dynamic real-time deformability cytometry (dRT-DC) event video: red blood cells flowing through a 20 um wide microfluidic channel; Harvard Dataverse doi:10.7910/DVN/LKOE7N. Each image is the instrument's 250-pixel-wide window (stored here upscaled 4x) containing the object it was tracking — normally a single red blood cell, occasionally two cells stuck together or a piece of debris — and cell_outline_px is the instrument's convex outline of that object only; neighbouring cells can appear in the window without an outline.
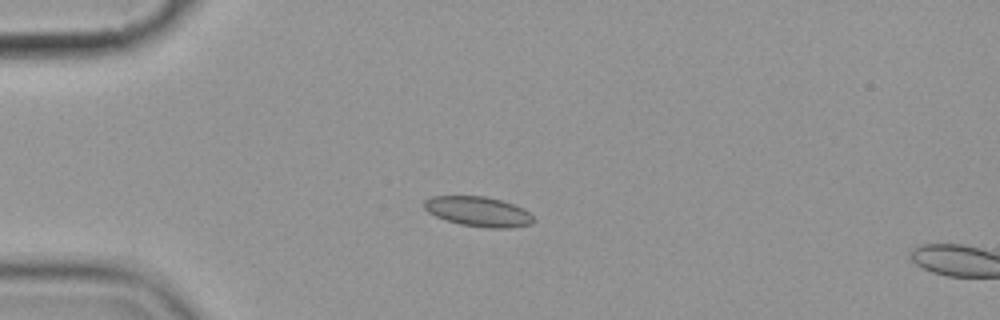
{"species": "common noctule bat (a hibernating species)", "species_latin": "Nyctalus noctula", "temperature_condition": "cold", "stored_images_in_passage": 4, "camera_frame_rate_fps": 3000, "um_per_image_px": 0.085, "animal": {"sex": "female", "body_mass_g": 19.9}, "frame": {"image": 1, "passage_image": 3, "time_ms": 2.333, "image_size_px": [1000, 320], "cell_outline_px": [[536, 220], [532, 224], [512, 228], [488, 228], [460, 224], [436, 216], [428, 212], [424, 208], [424, 200], [432, 196], [484, 196], [500, 200], [524, 208]], "centroid_in_image_um": [40.68, 17.99], "position_along_channel_um": 44.3, "area_um2": 19.02}}